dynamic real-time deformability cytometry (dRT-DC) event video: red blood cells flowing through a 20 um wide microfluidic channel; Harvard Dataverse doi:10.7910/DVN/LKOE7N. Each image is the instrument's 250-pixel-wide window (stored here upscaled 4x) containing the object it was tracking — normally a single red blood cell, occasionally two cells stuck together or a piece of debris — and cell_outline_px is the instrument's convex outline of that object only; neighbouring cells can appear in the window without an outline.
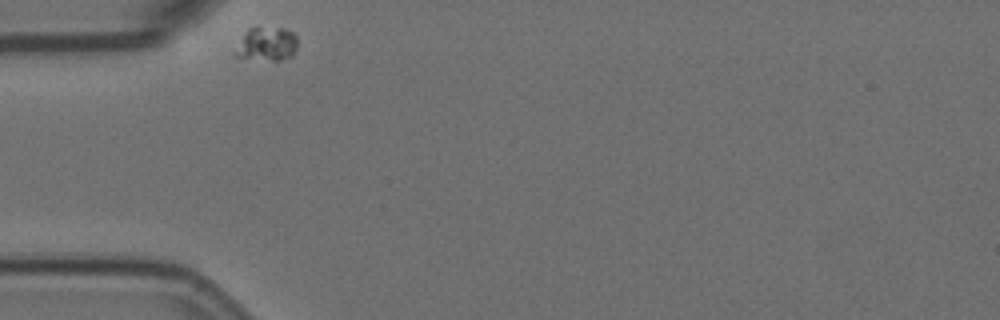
{"species": "Egyptian fruit bat (a non-hibernating species)", "species_latin": "Rousettus aegyptiacus", "temperature_condition": "room temperature", "stored_images_in_passage": 35, "camera_frame_rate_fps": 3000, "um_per_image_px": 0.085, "animal": {"sex": "female"}, "frame": {"image": 1, "passage_image": 1, "time_ms": 0.0, "image_size_px": [1000, 320], "cell_outline_px": [[296, 48], [292, 56], [280, 60], [272, 60], [232, 56], [232, 52], [244, 32], [248, 28], [256, 24], [284, 28], [292, 32], [296, 36]], "centroid_in_image_um": [22.61, 3.68], "position_along_channel_um": 62.4, "area_um2": 12.77}}
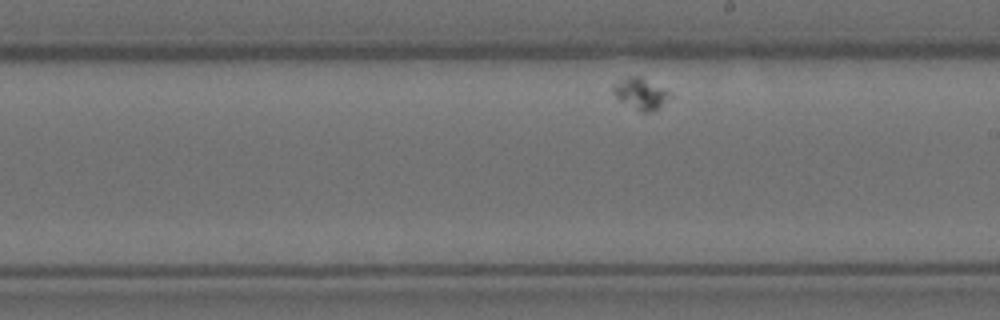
{"frame": {"image": 2, "passage_image": 20, "time_ms": 6.333, "image_size_px": [1000, 320], "cell_outline_px": [[672, 96], [652, 112], [640, 112], [616, 100], [612, 92], [612, 84], [616, 80], [628, 72], [640, 76], [672, 92]], "centroid_in_image_um": [54.36, 7.9], "position_along_channel_um": 234.6, "area_um2": 11.1}}
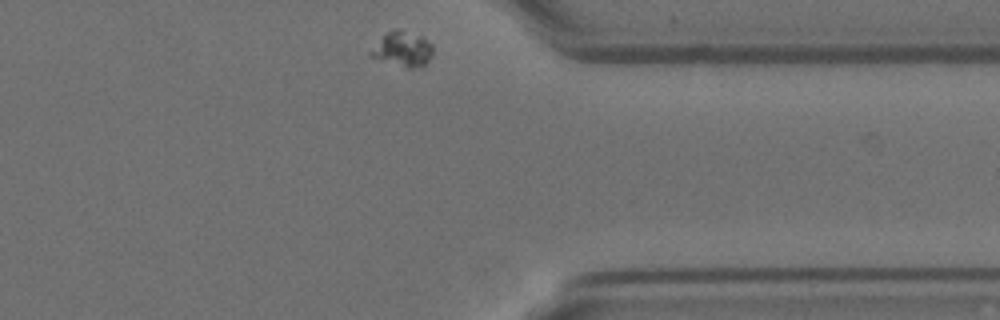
{"frame": {"image": 3, "passage_image": 35, "time_ms": 11.333, "image_size_px": [1000, 320], "cell_outline_px": [[432, 56], [420, 68], [408, 68], [372, 56], [368, 52], [388, 32], [396, 28], [420, 36], [432, 44]], "centroid_in_image_um": [34.26, 4.18], "position_along_channel_um": 377.1, "area_um2": 12.14}}